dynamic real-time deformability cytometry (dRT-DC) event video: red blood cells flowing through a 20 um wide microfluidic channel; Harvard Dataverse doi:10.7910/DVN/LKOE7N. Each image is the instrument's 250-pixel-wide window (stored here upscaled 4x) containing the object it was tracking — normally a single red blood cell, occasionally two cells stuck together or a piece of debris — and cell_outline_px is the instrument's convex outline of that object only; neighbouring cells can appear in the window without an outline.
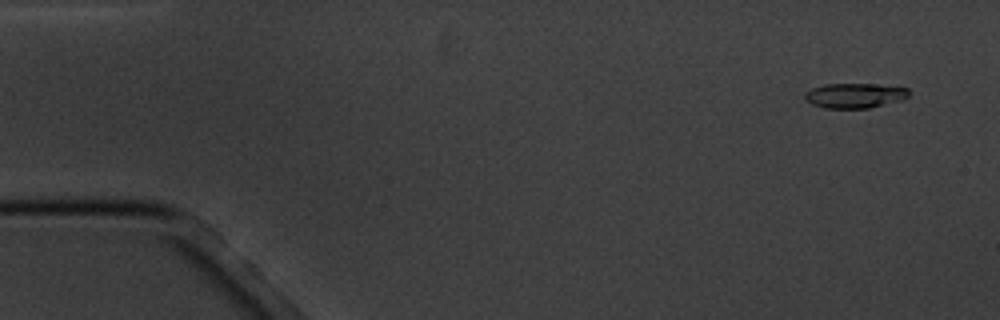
{"species": "common noctule bat (a hibernating species)", "species_latin": "Nyctalus noctula", "temperature_condition": "cold", "stored_images_in_passage": 4, "camera_frame_rate_fps": 3000, "um_per_image_px": 0.085, "animal": {"sex": "male", "body_mass_g": 20.1, "forearm_length_mm": 53.5}, "frame": {"image": 1, "passage_image": 1, "time_ms": 0.0, "image_size_px": [1000, 320], "cell_outline_px": [[908, 96], [900, 100], [868, 108], [824, 108], [812, 104], [804, 100], [804, 92], [812, 88], [824, 84], [872, 84], [908, 88]], "centroid_in_image_um": [72.58, 8.12], "position_along_channel_um": 12.4, "area_um2": 14.97}}
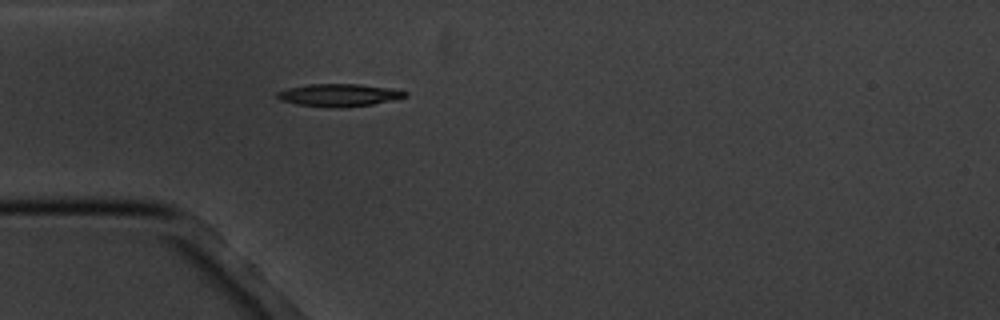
{"frame": {"image": 2, "passage_image": 4, "time_ms": 4.333, "image_size_px": [1000, 320], "cell_outline_px": [[408, 96], [396, 100], [372, 104], [340, 108], [336, 108], [296, 104], [280, 100], [276, 96], [276, 92], [288, 88], [308, 84], [360, 84], [392, 88], [408, 92]], "centroid_in_image_um": [28.85, 8.08], "position_along_channel_um": 56.2, "area_um2": 16.99}}